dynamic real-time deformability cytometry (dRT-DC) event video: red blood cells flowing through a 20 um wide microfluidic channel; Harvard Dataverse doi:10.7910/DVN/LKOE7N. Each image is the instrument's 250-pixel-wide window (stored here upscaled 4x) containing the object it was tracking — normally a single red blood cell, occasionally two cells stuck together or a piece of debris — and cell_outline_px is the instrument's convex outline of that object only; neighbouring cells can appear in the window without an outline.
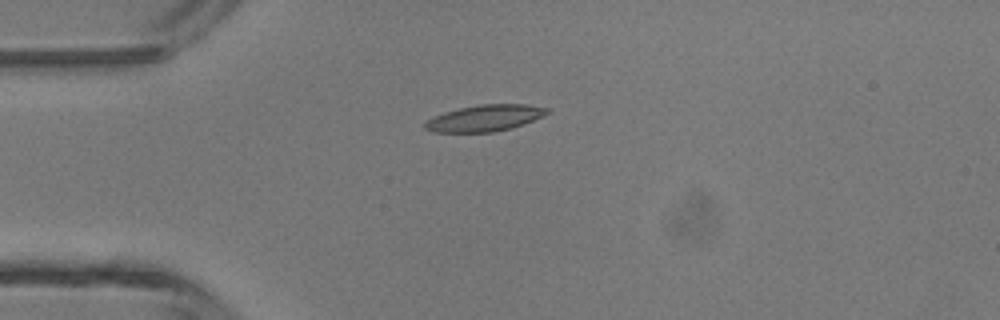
{"species": "common noctule bat (a hibernating species)", "species_latin": "Nyctalus noctula", "temperature_condition": "room temperature", "stored_images_in_passage": 5, "camera_frame_rate_fps": 3000, "um_per_image_px": 0.085, "animal": {"sex": "male", "body_mass_g": 13.3}, "frame": {"image": 1, "passage_image": 4, "time_ms": 1.0, "image_size_px": [1000, 320], "cell_outline_px": [[548, 112], [544, 116], [512, 128], [492, 132], [432, 132], [424, 128], [424, 124], [428, 120], [444, 112], [460, 108], [480, 104], [524, 104], [548, 108]], "centroid_in_image_um": [41.21, 10.04], "position_along_channel_um": 43.8, "area_um2": 18.61}}